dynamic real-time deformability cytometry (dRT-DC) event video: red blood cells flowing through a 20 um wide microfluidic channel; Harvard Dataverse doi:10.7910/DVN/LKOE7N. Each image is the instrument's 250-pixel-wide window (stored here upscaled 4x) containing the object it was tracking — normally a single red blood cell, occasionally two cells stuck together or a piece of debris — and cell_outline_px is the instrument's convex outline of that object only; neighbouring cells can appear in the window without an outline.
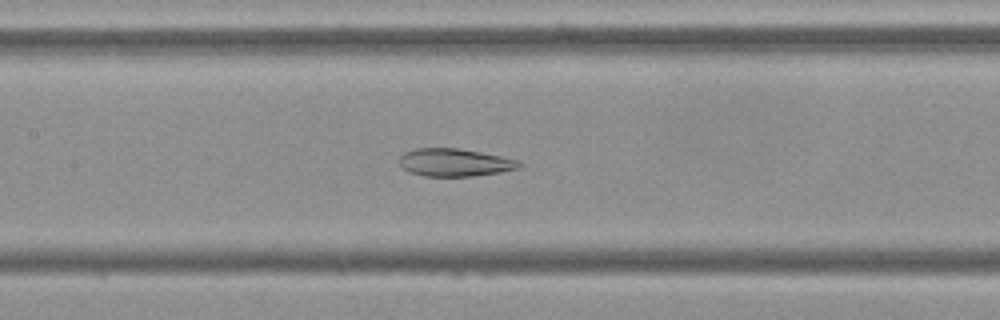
{"species": "Egyptian fruit bat (a non-hibernating species)", "species_latin": "Rousettus aegyptiacus", "temperature_condition": "cold", "stored_images_in_passage": 54, "camera_frame_rate_fps": 3000, "um_per_image_px": 0.085, "frame": {"image": 1, "passage_image": 25, "time_ms": 8.0, "image_size_px": [1000, 320], "cell_outline_px": [[520, 168], [500, 172], [472, 176], [424, 176], [408, 172], [400, 164], [400, 156], [404, 152], [416, 148], [456, 148], [480, 152], [520, 160]], "centroid_in_image_um": [38.64, 13.81], "position_along_channel_um": 168.8, "area_um2": 19.31}}
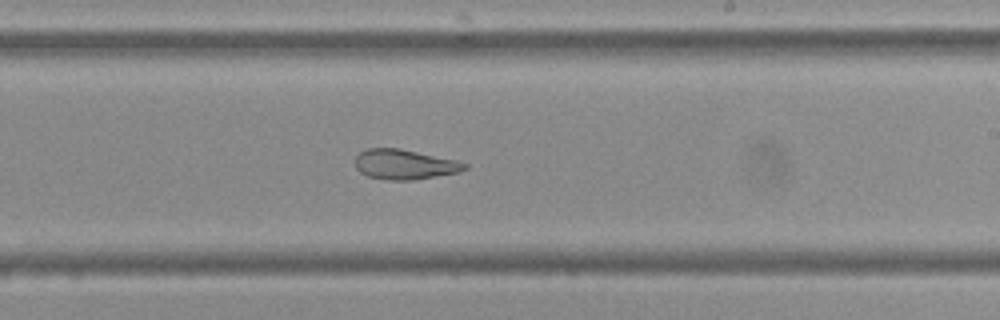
{"frame": {"image": 2, "passage_image": 32, "time_ms": 10.333, "image_size_px": [1000, 320], "cell_outline_px": [[468, 168], [456, 172], [412, 180], [392, 180], [368, 176], [360, 172], [356, 168], [356, 156], [360, 152], [368, 148], [400, 148], [456, 160], [468, 164]], "centroid_in_image_um": [34.37, 13.96], "position_along_channel_um": 254.6, "area_um2": 18.84}}
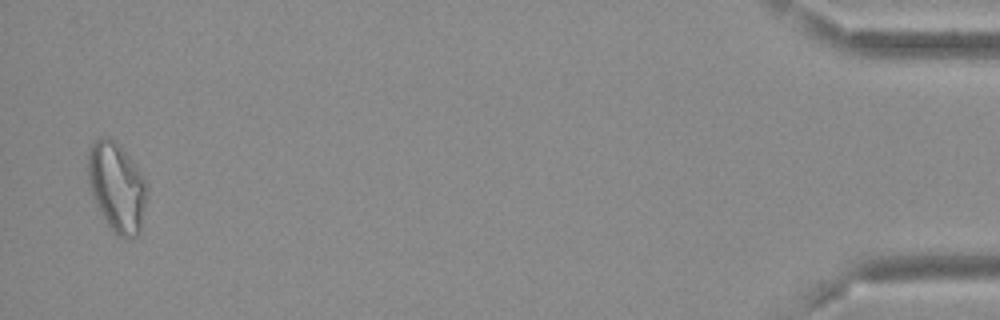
{"frame": {"image": 3, "passage_image": 53, "time_ms": 17.333, "image_size_px": [1000, 320], "cell_outline_px": [[148, 192], [140, 232], [136, 236], [120, 236], [112, 232], [104, 220], [92, 196], [88, 180], [88, 152], [92, 144], [96, 140], [104, 136], [108, 136], [120, 144], [136, 164], [148, 184]], "centroid_in_image_um": [9.95, 15.88], "position_along_channel_um": 425.3, "area_um2": 31.04}, "authors_computed_cell_mechanics": {"area_um2": 25.0563, "velocity_mm_per_s": 3.6942, "shape_relaxation_time_tau1_ms": null, "shape_relaxation_time_tau2_ms": 1.8224, "deformation_change_tau1": null, "deformation_change_tau2": 0.0668}}